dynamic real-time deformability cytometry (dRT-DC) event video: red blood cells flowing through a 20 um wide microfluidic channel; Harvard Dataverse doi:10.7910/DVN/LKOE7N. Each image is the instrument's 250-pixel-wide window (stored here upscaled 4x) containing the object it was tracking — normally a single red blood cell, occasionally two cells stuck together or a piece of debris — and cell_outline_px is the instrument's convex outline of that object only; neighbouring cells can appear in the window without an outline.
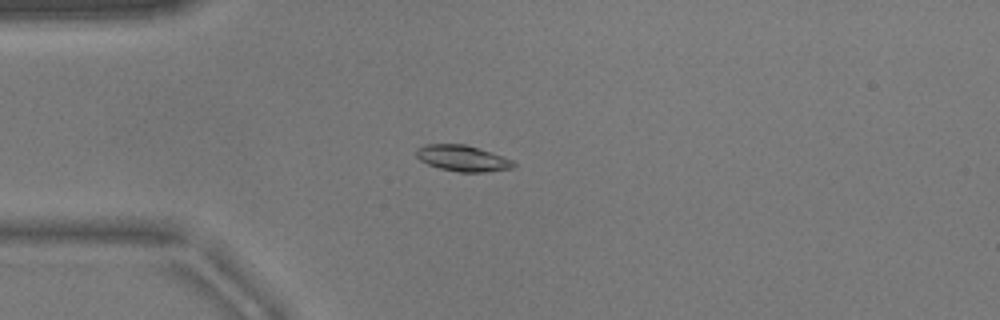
{"species": "common noctule bat (a hibernating species)", "species_latin": "Nyctalus noctula", "temperature_condition": "warm", "stored_images_in_passage": 52, "camera_frame_rate_fps": 3000, "um_per_image_px": 0.085, "animal": {"sex": "male", "body_mass_g": 17.9}, "frame": {"image": 1, "passage_image": 13, "time_ms": 4.0, "image_size_px": [1000, 320], "cell_outline_px": [[516, 164], [512, 168], [484, 172], [460, 172], [440, 168], [428, 164], [420, 160], [416, 156], [416, 148], [428, 144], [464, 144], [492, 152], [512, 160]], "centroid_in_image_um": [39.31, 13.45], "position_along_channel_um": 45.7, "area_um2": 14.62}}
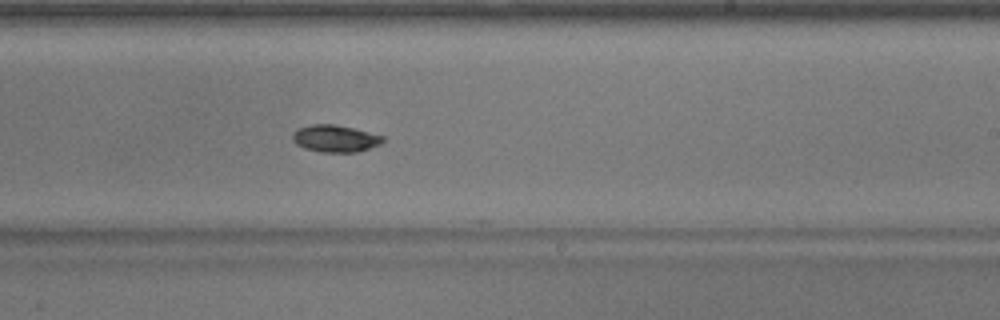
{"frame": {"image": 2, "passage_image": 31, "time_ms": 10.0, "image_size_px": [1000, 320], "cell_outline_px": [[384, 140], [380, 144], [356, 152], [324, 152], [304, 148], [296, 144], [292, 140], [292, 132], [296, 128], [312, 124], [336, 124], [384, 136]], "centroid_in_image_um": [28.44, 11.76], "position_along_channel_um": 260.6, "area_um2": 14.22}}
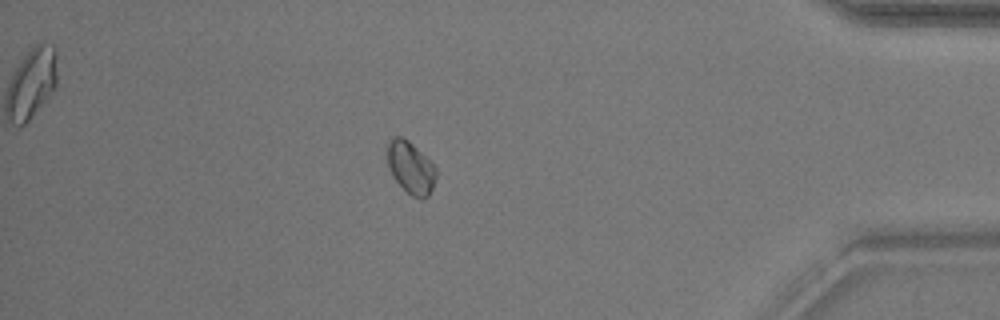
{"frame": {"image": 3, "passage_image": 45, "time_ms": 14.667, "image_size_px": [1000, 320], "cell_outline_px": [[436, 176], [432, 188], [428, 196], [424, 200], [412, 196], [392, 176], [388, 164], [388, 144], [392, 136], [400, 136], [408, 140], [436, 168]], "centroid_in_image_um": [34.91, 14.26], "position_along_channel_um": 400.3, "area_um2": 14.45}, "authors_computed_cell_mechanics": {"area_um2": 14.5078, "velocity_mm_per_s": 3.8422, "shape_relaxation_time_tau1_ms": 2.9996, "shape_relaxation_time_tau2_ms": null, "deformation_change_tau1": 0.0862, "deformation_change_tau2": null}}